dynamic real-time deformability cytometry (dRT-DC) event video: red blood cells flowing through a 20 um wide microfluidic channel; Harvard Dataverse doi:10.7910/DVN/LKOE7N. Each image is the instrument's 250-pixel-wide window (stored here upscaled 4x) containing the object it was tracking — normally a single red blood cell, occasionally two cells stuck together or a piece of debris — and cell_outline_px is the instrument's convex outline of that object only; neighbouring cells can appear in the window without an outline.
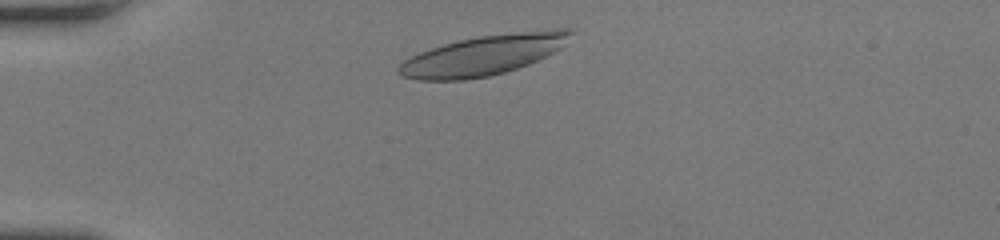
{"species": "human", "species_latin": "Homo sapiens", "temperature_condition": "room temperature", "stored_images_in_passage": 33, "camera_frame_rate_fps": 3000, "um_per_image_px": 0.085, "donor": {"sex": "female"}, "frame": {"image": 1, "passage_image": 3, "time_ms": 0.667, "image_size_px": [1000, 240], "cell_outline_px": [[572, 32], [560, 48], [528, 64], [504, 72], [488, 76], [464, 80], [416, 80], [404, 76], [396, 72], [396, 68], [404, 60], [420, 52], [444, 44], [460, 40], [480, 36], [552, 28], [572, 28]], "centroid_in_image_um": [41.06, 4.69], "position_along_channel_um": 43.9, "area_um2": 39.54}}
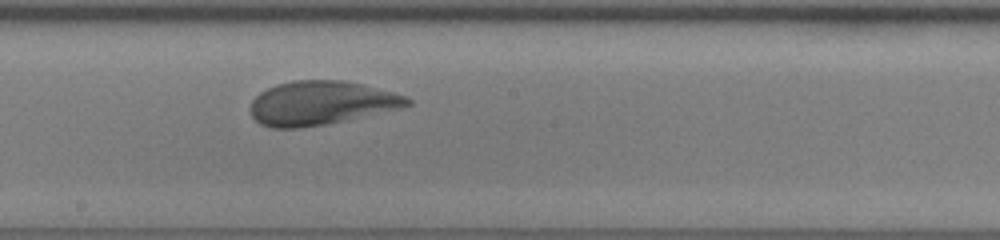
{"frame": {"image": 2, "passage_image": 19, "time_ms": 6.0, "image_size_px": [1000, 240], "cell_outline_px": [[412, 104], [400, 108], [344, 120], [324, 124], [300, 128], [272, 128], [260, 124], [252, 116], [252, 100], [260, 92], [276, 84], [292, 80], [344, 80], [392, 92], [404, 96], [412, 100]], "centroid_in_image_um": [27.26, 8.75], "position_along_channel_um": 220.9, "area_um2": 39.65}}
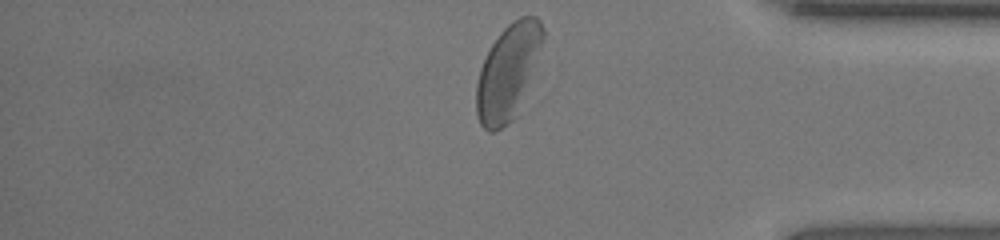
{"frame": {"image": 3, "passage_image": 33, "time_ms": 10.667, "image_size_px": [1000, 240], "cell_outline_px": [[544, 36], [512, 120], [500, 128], [492, 132], [488, 132], [480, 124], [476, 112], [476, 84], [480, 68], [492, 44], [500, 32], [512, 20], [520, 16], [536, 16], [540, 20], [544, 28]], "centroid_in_image_um": [43.11, 6.07], "position_along_channel_um": 392.1, "area_um2": 35.32}, "authors_computed_cell_mechanics": {"area_um2": 39.7086, "velocity_mm_per_s": 4.0047, "shape_relaxation_time_tau1_ms": 4.3812, "shape_relaxation_time_tau2_ms": null, "deformation_change_tau1": 0.1886, "deformation_change_tau2": null}}